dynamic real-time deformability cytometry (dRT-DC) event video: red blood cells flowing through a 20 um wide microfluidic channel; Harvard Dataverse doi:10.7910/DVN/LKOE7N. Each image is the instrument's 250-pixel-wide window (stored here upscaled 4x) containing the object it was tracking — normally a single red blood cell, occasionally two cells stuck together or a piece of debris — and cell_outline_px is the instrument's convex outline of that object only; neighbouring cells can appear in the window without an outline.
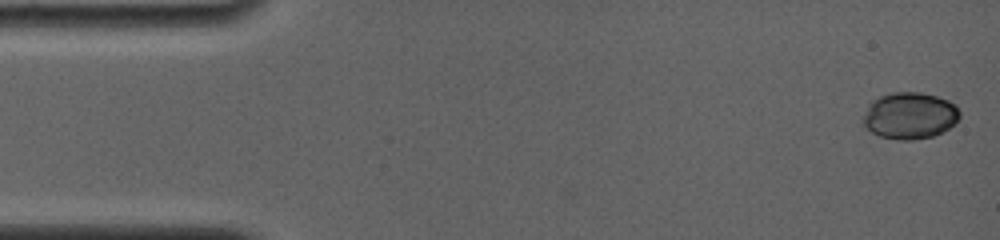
{"species": "common noctule bat (a hibernating species)", "species_latin": "Nyctalus noctula", "temperature_condition": "room temperature", "stored_images_in_passage": 10, "camera_frame_rate_fps": 4000, "um_per_image_px": 0.085, "animal": {"sex": "female", "body_mass_g": 19.0, "forearm_length_mm": 56.7}, "frame": {"image": 1, "passage_image": 1, "time_ms": 0.0, "image_size_px": [1000, 240], "cell_outline_px": [[960, 116], [944, 132], [932, 136], [912, 140], [900, 140], [880, 136], [872, 132], [864, 124], [864, 116], [868, 104], [872, 100], [880, 96], [892, 92], [920, 92], [936, 96], [948, 100], [956, 104], [960, 112]], "centroid_in_image_um": [77.34, 9.82], "position_along_channel_um": 7.7, "area_um2": 26.18}}
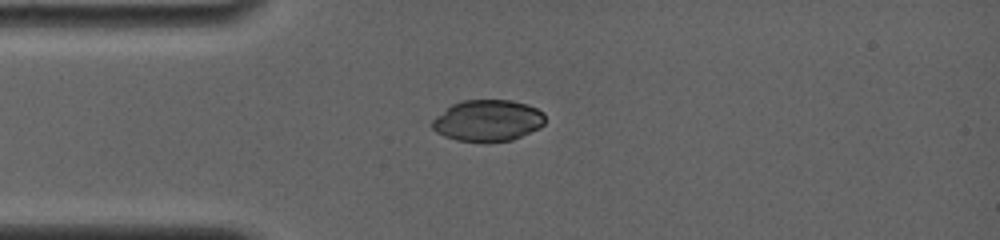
{"frame": {"image": 2, "passage_image": 9, "time_ms": 3.75, "image_size_px": [1000, 240], "cell_outline_px": [[544, 124], [540, 128], [512, 140], [484, 144], [456, 140], [444, 136], [436, 132], [432, 128], [432, 120], [436, 116], [452, 104], [460, 100], [512, 100], [528, 104], [544, 112]], "centroid_in_image_um": [41.46, 10.27], "position_along_channel_um": 43.5, "area_um2": 27.8}}